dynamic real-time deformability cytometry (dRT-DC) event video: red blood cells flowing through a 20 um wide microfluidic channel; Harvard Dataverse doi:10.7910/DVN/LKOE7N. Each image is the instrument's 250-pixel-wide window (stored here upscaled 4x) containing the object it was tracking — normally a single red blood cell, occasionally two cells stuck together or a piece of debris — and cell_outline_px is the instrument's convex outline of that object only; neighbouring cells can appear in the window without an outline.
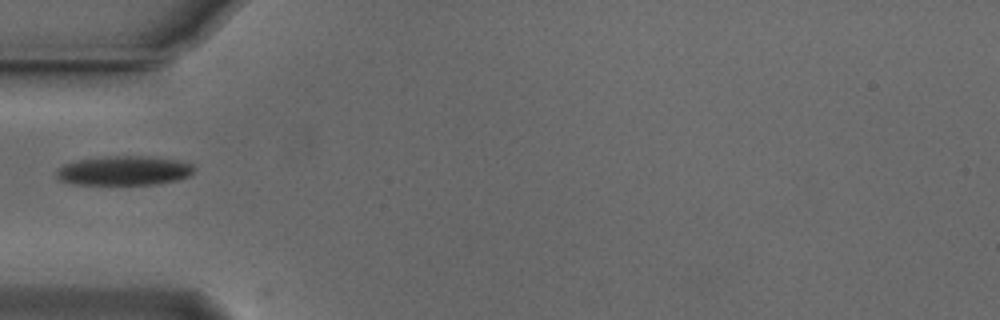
{"species": "Egyptian fruit bat (a non-hibernating species)", "species_latin": "Rousettus aegyptiacus", "temperature_condition": "cold", "stored_images_in_passage": 2, "camera_frame_rate_fps": 3000, "um_per_image_px": 0.085, "animal": {"sex": "male"}, "frame": {"image": 1, "passage_image": 1, "time_ms": 0.0, "image_size_px": [1000, 320], "cell_outline_px": [[196, 168], [188, 176], [176, 180], [156, 184], [72, 184], [60, 180], [56, 176], [56, 172], [64, 164], [76, 160], [108, 156], [148, 156], [180, 160], [192, 164]], "centroid_in_image_um": [10.55, 14.49], "position_along_channel_um": 74.4, "area_um2": 23.52}}